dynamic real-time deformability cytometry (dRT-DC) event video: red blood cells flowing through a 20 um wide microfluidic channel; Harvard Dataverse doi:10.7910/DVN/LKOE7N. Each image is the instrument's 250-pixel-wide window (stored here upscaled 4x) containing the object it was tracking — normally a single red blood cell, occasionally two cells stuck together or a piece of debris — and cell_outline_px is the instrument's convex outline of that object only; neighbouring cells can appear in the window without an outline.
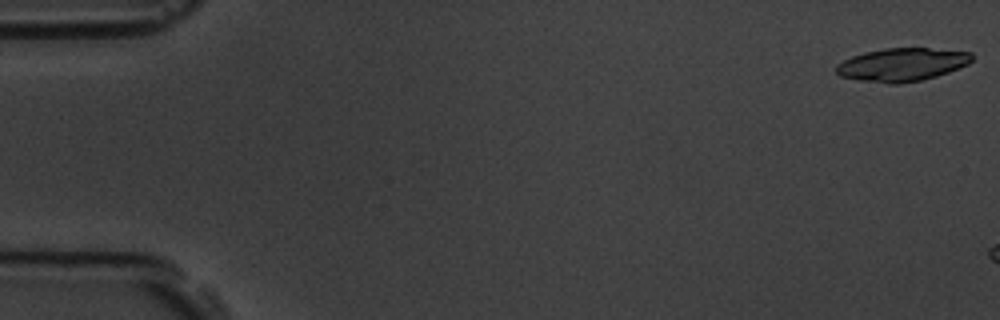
{"species": "common noctule bat (a hibernating species)", "species_latin": "Nyctalus noctula", "temperature_condition": "room temperature", "stored_images_in_passage": 7, "camera_frame_rate_fps": 3000, "um_per_image_px": 0.085, "animal": {"sex": "male", "body_mass_g": 19.5, "forearm_length_mm": 54.6}, "frame": {"image": 1, "passage_image": 1, "time_ms": 0.0, "image_size_px": [1000, 320], "cell_outline_px": [[972, 60], [968, 64], [948, 72], [936, 76], [920, 80], [900, 84], [888, 84], [856, 80], [840, 76], [836, 72], [836, 64], [852, 56], [864, 52], [884, 48], [928, 48], [972, 52]], "centroid_in_image_um": [76.64, 5.49], "position_along_channel_um": 8.4, "area_um2": 26.3}}